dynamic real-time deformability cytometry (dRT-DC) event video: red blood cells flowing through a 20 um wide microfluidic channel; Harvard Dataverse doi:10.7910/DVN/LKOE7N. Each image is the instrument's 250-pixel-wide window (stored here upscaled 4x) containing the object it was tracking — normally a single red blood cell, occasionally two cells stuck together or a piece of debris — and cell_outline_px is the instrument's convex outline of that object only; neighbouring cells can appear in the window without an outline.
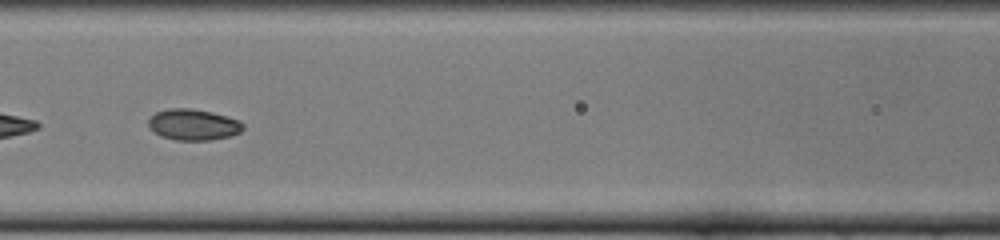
{"species": "common noctule bat (a hibernating species)", "species_latin": "Nyctalus noctula", "temperature_condition": "cold", "stored_images_in_passage": 49, "camera_frame_rate_fps": 3000, "um_per_image_px": 0.085, "animal": {"sex": "female", "body_mass_g": 22.0, "forearm_length_mm": 56.7}, "frame": {"image": 1, "passage_image": 22, "time_ms": 7.0, "image_size_px": [1000, 240], "cell_outline_px": [[244, 128], [240, 132], [232, 136], [212, 140], [176, 140], [160, 136], [152, 132], [148, 128], [148, 120], [156, 112], [168, 108], [192, 108], [212, 112], [240, 120], [244, 124]], "centroid_in_image_um": [16.43, 10.6], "position_along_channel_um": 150.2, "area_um2": 17.46}}
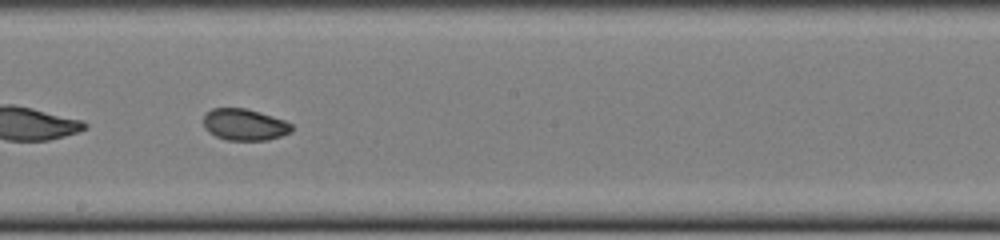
{"frame": {"image": 2, "passage_image": 28, "time_ms": 9.0, "image_size_px": [1000, 240], "cell_outline_px": [[292, 132], [268, 140], [224, 140], [208, 132], [204, 128], [204, 112], [212, 108], [244, 108], [260, 112], [284, 120], [292, 124]], "centroid_in_image_um": [20.76, 10.59], "position_along_channel_um": 227.4, "area_um2": 16.36}, "authors_computed_cell_mechanics": {"area_um2": 17.34, "velocity_mm_per_s": 3.8877, "shape_relaxation_time_tau1_ms": 2.8376, "shape_relaxation_time_tau2_ms": 6.6992, "deformation_change_tau1": 0.0727, "deformation_change_tau2": 0.0838}}